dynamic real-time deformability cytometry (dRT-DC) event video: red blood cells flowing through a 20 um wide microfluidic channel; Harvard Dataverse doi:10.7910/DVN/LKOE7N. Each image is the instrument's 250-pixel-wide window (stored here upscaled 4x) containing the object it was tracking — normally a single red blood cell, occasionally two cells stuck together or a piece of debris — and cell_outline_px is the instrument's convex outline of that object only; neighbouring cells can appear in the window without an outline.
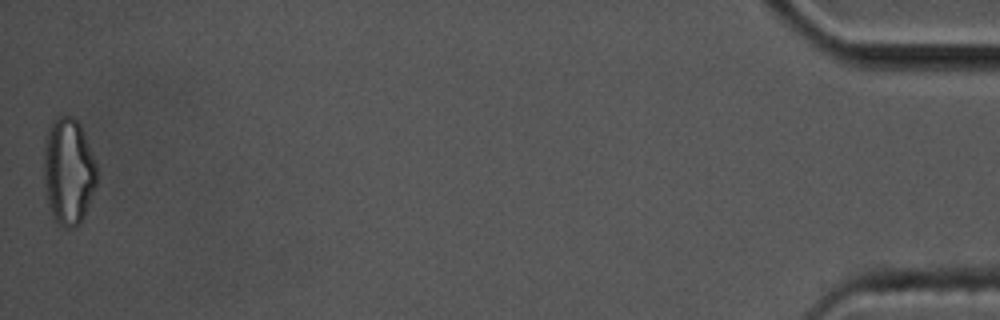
{"species": "common noctule bat (a hibernating species)", "species_latin": "Nyctalus noctula", "temperature_condition": "cold", "stored_images_in_passage": 16, "camera_frame_rate_fps": 3000, "um_per_image_px": 0.085, "animal": {"sex": "male", "body_mass_g": 17.5, "forearm_length_mm": 52.3}, "frame": {"image": 1, "passage_image": 16, "time_ms": 5.0, "image_size_px": [1000, 320], "cell_outline_px": [[96, 184], [84, 216], [80, 224], [76, 228], [64, 228], [56, 224], [52, 216], [48, 204], [44, 184], [44, 140], [48, 128], [52, 120], [56, 116], [72, 116], [80, 124], [84, 132], [96, 164]], "centroid_in_image_um": [5.79, 14.58], "position_along_channel_um": 429.4, "area_um2": 33.35}}